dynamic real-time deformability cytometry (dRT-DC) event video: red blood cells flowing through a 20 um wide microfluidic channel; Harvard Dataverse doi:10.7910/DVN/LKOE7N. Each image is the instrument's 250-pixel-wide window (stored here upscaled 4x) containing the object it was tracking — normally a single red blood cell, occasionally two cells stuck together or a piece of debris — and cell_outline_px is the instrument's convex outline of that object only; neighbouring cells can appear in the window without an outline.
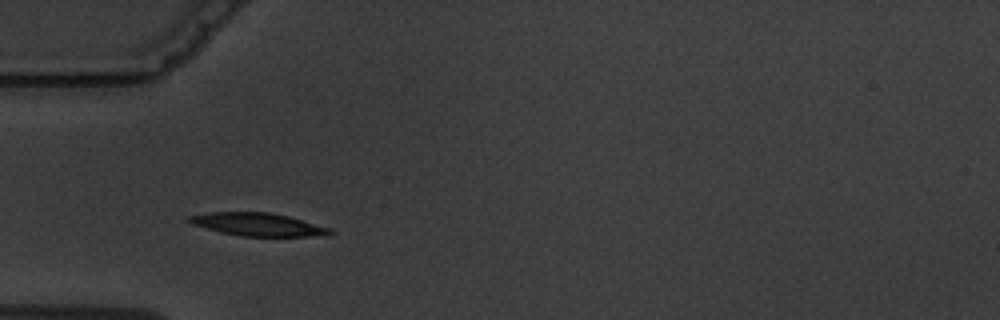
{"species": "common noctule bat (a hibernating species)", "species_latin": "Nyctalus noctula", "temperature_condition": "warm", "stored_images_in_passage": 13, "camera_frame_rate_fps": 3000, "um_per_image_px": 0.085, "animal": {"sex": "male", "body_mass_g": 19.5, "forearm_length_mm": 54.6}, "frame": {"image": 1, "passage_image": 3, "time_ms": 2.333, "image_size_px": [1000, 320], "cell_outline_px": [[336, 232], [328, 236], [240, 236], [220, 232], [192, 224], [184, 220], [188, 216], [208, 212], [268, 212], [288, 216], [328, 228]], "centroid_in_image_um": [21.88, 19.08], "position_along_channel_um": 63.1, "area_um2": 18.84}}
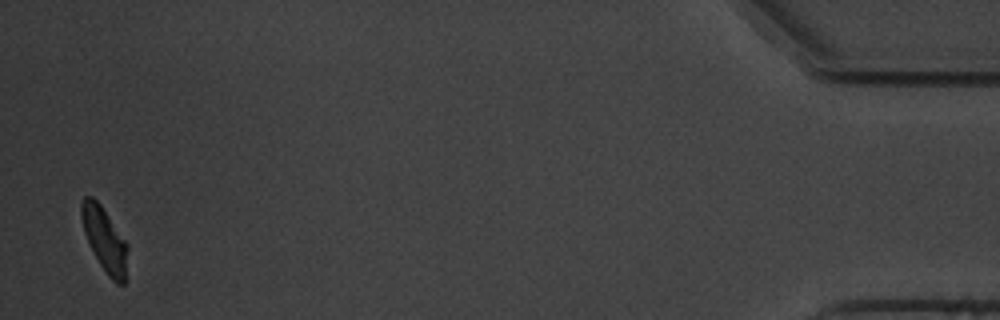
{"frame": {"image": 2, "passage_image": 13, "time_ms": 15.0, "image_size_px": [1000, 320], "cell_outline_px": [[128, 248], [124, 284], [116, 284], [108, 276], [100, 264], [84, 232], [80, 216], [80, 204], [84, 196], [92, 196], [100, 204], [128, 244]], "centroid_in_image_um": [8.88, 20.34], "position_along_channel_um": 426.3, "area_um2": 17.05}, "authors_computed_cell_mechanics": {"area_um2": 18.6694, "velocity_mm_per_s": 3.5499, "shape_relaxation_time_tau1_ms": 2.1229, "shape_relaxation_time_tau2_ms": 2.9669, "deformation_change_tau1": 0.0895, "deformation_change_tau2": 0.0753}}